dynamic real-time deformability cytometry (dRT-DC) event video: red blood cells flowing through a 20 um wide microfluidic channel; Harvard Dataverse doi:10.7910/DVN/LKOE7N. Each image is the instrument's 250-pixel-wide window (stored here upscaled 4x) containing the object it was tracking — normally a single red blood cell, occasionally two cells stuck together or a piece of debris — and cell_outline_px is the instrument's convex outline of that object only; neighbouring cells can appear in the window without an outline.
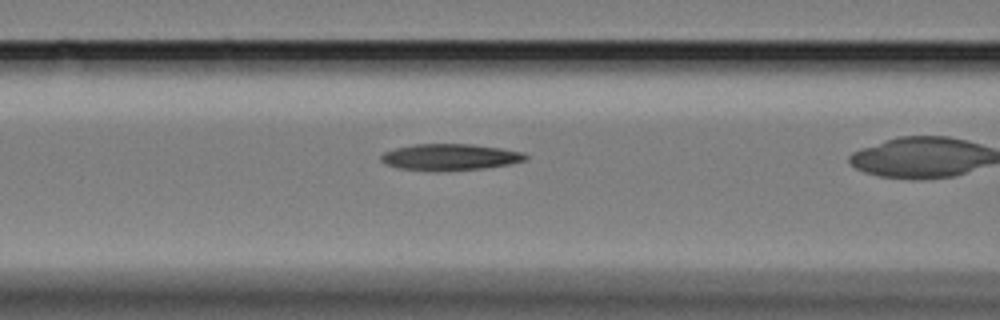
{"species": "Egyptian fruit bat (a non-hibernating species)", "species_latin": "Rousettus aegyptiacus", "temperature_condition": "cold", "stored_images_in_passage": 36, "camera_frame_rate_fps": 3000, "um_per_image_px": 0.085, "animal": {"sex": "female"}, "frame": {"image": 1, "passage_image": 13, "time_ms": 4.0, "image_size_px": [1000, 320], "cell_outline_px": [[528, 156], [524, 160], [508, 164], [484, 168], [400, 168], [388, 164], [380, 160], [380, 156], [384, 152], [396, 148], [416, 144], [472, 144], [500, 148], [524, 152]], "centroid_in_image_um": [38.29, 13.29], "position_along_channel_um": 128.3, "area_um2": 20.98}}
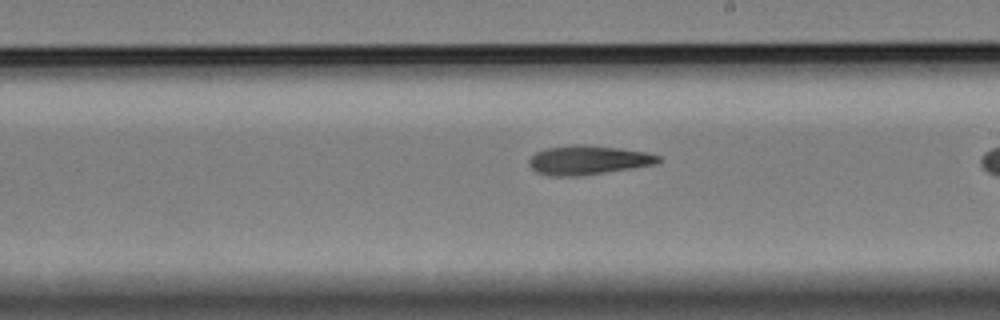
{"frame": {"image": 2, "passage_image": 23, "time_ms": 7.333, "image_size_px": [1000, 320], "cell_outline_px": [[660, 160], [656, 164], [632, 168], [580, 176], [552, 176], [536, 172], [528, 164], [528, 160], [536, 152], [548, 148], [568, 144], [588, 144], [620, 148], [644, 152], [660, 156]], "centroid_in_image_um": [49.96, 13.6], "position_along_channel_um": 239.0, "area_um2": 22.02}}
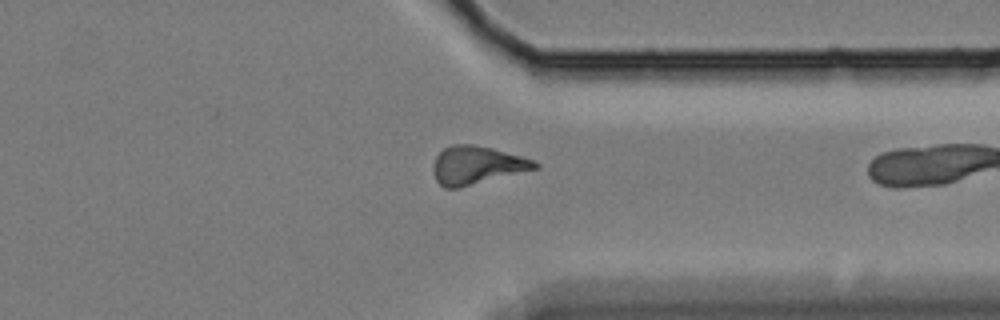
{"frame": {"image": 3, "passage_image": 35, "time_ms": 11.333, "image_size_px": [1000, 320], "cell_outline_px": [[540, 168], [460, 188], [444, 188], [436, 180], [432, 172], [432, 164], [436, 156], [444, 148], [452, 144], [476, 144], [492, 148], [520, 156], [532, 160], [540, 164]], "centroid_in_image_um": [40.51, 14.05], "position_along_channel_um": 370.9, "area_um2": 22.83}}